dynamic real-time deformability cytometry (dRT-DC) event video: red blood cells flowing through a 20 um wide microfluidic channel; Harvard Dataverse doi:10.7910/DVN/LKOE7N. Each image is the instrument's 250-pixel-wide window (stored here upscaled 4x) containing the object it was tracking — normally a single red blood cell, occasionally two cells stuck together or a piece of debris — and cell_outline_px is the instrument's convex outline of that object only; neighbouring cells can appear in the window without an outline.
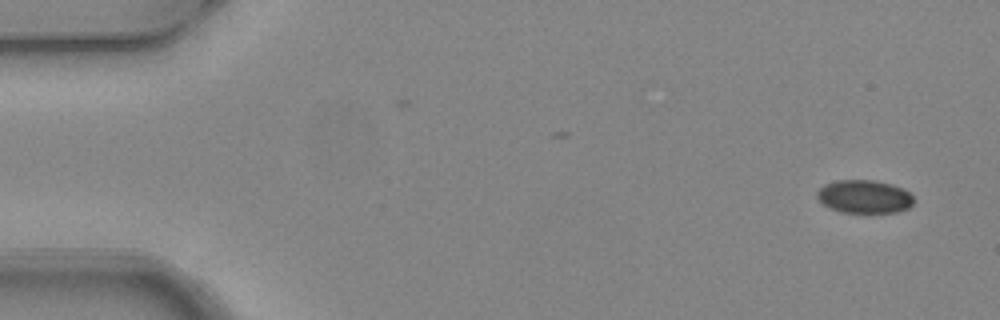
{"species": "common noctule bat (a hibernating species)", "species_latin": "Nyctalus noctula", "temperature_condition": "warm", "stored_images_in_passage": 2, "camera_frame_rate_fps": 3000, "um_per_image_px": 0.085, "animal": {"sex": "female", "body_mass_g": 24.6, "forearm_length_mm": 56.2}, "frame": {"image": 1, "passage_image": 2, "time_ms": 0.333, "image_size_px": [1000, 320], "cell_outline_px": [[912, 204], [908, 208], [896, 212], [840, 212], [828, 208], [816, 196], [816, 192], [824, 184], [836, 180], [872, 180], [892, 184], [908, 192], [912, 196]], "centroid_in_image_um": [73.42, 16.71], "position_along_channel_um": 11.6, "area_um2": 18.55}}